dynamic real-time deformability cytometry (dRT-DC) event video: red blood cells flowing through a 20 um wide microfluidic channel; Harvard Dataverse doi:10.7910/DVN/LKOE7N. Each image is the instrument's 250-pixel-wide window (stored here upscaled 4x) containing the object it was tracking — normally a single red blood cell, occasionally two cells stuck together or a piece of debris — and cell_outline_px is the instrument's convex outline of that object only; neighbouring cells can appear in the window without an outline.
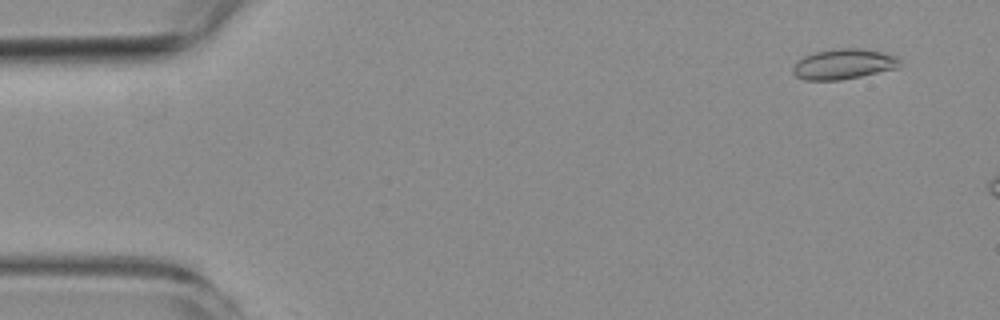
{"species": "common noctule bat (a hibernating species)", "species_latin": "Nyctalus noctula", "temperature_condition": "room temperature", "stored_images_in_passage": 4, "camera_frame_rate_fps": 3000, "um_per_image_px": 0.085, "animal": {"sex": "female", "body_mass_g": 19.3, "forearm_length_mm": 54.1}, "frame": {"image": 1, "passage_image": 2, "time_ms": 1.0, "image_size_px": [1000, 320], "cell_outline_px": [[900, 68], [840, 80], [804, 80], [796, 76], [792, 72], [792, 68], [796, 60], [804, 56], [816, 52], [840, 48], [860, 48], [884, 52], [896, 56], [900, 60]], "centroid_in_image_um": [71.71, 5.45], "position_along_channel_um": 13.3, "area_um2": 19.02}}